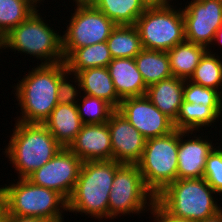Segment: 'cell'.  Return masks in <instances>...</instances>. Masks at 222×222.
<instances>
[{
  "instance_id": "obj_1",
  "label": "cell",
  "mask_w": 222,
  "mask_h": 222,
  "mask_svg": "<svg viewBox=\"0 0 222 222\" xmlns=\"http://www.w3.org/2000/svg\"><path fill=\"white\" fill-rule=\"evenodd\" d=\"M67 71L65 62L51 65L37 63V67L29 69L24 78L12 87L21 108V116L15 121L43 124L58 104V81Z\"/></svg>"
},
{
  "instance_id": "obj_2",
  "label": "cell",
  "mask_w": 222,
  "mask_h": 222,
  "mask_svg": "<svg viewBox=\"0 0 222 222\" xmlns=\"http://www.w3.org/2000/svg\"><path fill=\"white\" fill-rule=\"evenodd\" d=\"M121 165L114 160L83 162L67 200L68 212L95 217L99 221L109 219V195L115 172Z\"/></svg>"
},
{
  "instance_id": "obj_3",
  "label": "cell",
  "mask_w": 222,
  "mask_h": 222,
  "mask_svg": "<svg viewBox=\"0 0 222 222\" xmlns=\"http://www.w3.org/2000/svg\"><path fill=\"white\" fill-rule=\"evenodd\" d=\"M12 131L2 152L17 171V178H27L62 149L43 124L15 121Z\"/></svg>"
},
{
  "instance_id": "obj_4",
  "label": "cell",
  "mask_w": 222,
  "mask_h": 222,
  "mask_svg": "<svg viewBox=\"0 0 222 222\" xmlns=\"http://www.w3.org/2000/svg\"><path fill=\"white\" fill-rule=\"evenodd\" d=\"M39 9L0 39V50L28 54L41 61L40 65L65 62L62 35L46 22ZM60 33V34H59ZM0 51V52H1ZM44 61V62H43Z\"/></svg>"
},
{
  "instance_id": "obj_5",
  "label": "cell",
  "mask_w": 222,
  "mask_h": 222,
  "mask_svg": "<svg viewBox=\"0 0 222 222\" xmlns=\"http://www.w3.org/2000/svg\"><path fill=\"white\" fill-rule=\"evenodd\" d=\"M216 194L204 178L177 179L156 200L171 215L199 222L222 210Z\"/></svg>"
},
{
  "instance_id": "obj_6",
  "label": "cell",
  "mask_w": 222,
  "mask_h": 222,
  "mask_svg": "<svg viewBox=\"0 0 222 222\" xmlns=\"http://www.w3.org/2000/svg\"><path fill=\"white\" fill-rule=\"evenodd\" d=\"M4 184L6 215H17L65 222L67 200L57 191L33 184L27 178ZM63 216V217H62Z\"/></svg>"
},
{
  "instance_id": "obj_7",
  "label": "cell",
  "mask_w": 222,
  "mask_h": 222,
  "mask_svg": "<svg viewBox=\"0 0 222 222\" xmlns=\"http://www.w3.org/2000/svg\"><path fill=\"white\" fill-rule=\"evenodd\" d=\"M179 130L147 139L137 163L146 187L155 195L177 180Z\"/></svg>"
},
{
  "instance_id": "obj_8",
  "label": "cell",
  "mask_w": 222,
  "mask_h": 222,
  "mask_svg": "<svg viewBox=\"0 0 222 222\" xmlns=\"http://www.w3.org/2000/svg\"><path fill=\"white\" fill-rule=\"evenodd\" d=\"M173 6L146 8L136 20L143 49L167 52L185 41L182 5L179 9Z\"/></svg>"
},
{
  "instance_id": "obj_9",
  "label": "cell",
  "mask_w": 222,
  "mask_h": 222,
  "mask_svg": "<svg viewBox=\"0 0 222 222\" xmlns=\"http://www.w3.org/2000/svg\"><path fill=\"white\" fill-rule=\"evenodd\" d=\"M155 200L137 164H122L115 172L109 195V219L144 214L154 205Z\"/></svg>"
},
{
  "instance_id": "obj_10",
  "label": "cell",
  "mask_w": 222,
  "mask_h": 222,
  "mask_svg": "<svg viewBox=\"0 0 222 222\" xmlns=\"http://www.w3.org/2000/svg\"><path fill=\"white\" fill-rule=\"evenodd\" d=\"M74 13L62 33L65 59L76 49L106 42L116 24L92 5L73 4Z\"/></svg>"
},
{
  "instance_id": "obj_11",
  "label": "cell",
  "mask_w": 222,
  "mask_h": 222,
  "mask_svg": "<svg viewBox=\"0 0 222 222\" xmlns=\"http://www.w3.org/2000/svg\"><path fill=\"white\" fill-rule=\"evenodd\" d=\"M83 161L68 148L60 151L27 179L37 186L52 189L66 200L71 196Z\"/></svg>"
},
{
  "instance_id": "obj_12",
  "label": "cell",
  "mask_w": 222,
  "mask_h": 222,
  "mask_svg": "<svg viewBox=\"0 0 222 222\" xmlns=\"http://www.w3.org/2000/svg\"><path fill=\"white\" fill-rule=\"evenodd\" d=\"M185 3L182 7L185 40L209 49L215 33L222 26V2L187 0Z\"/></svg>"
},
{
  "instance_id": "obj_13",
  "label": "cell",
  "mask_w": 222,
  "mask_h": 222,
  "mask_svg": "<svg viewBox=\"0 0 222 222\" xmlns=\"http://www.w3.org/2000/svg\"><path fill=\"white\" fill-rule=\"evenodd\" d=\"M117 110L146 140L165 136L175 130L173 121L163 114L146 95L122 99Z\"/></svg>"
},
{
  "instance_id": "obj_14",
  "label": "cell",
  "mask_w": 222,
  "mask_h": 222,
  "mask_svg": "<svg viewBox=\"0 0 222 222\" xmlns=\"http://www.w3.org/2000/svg\"><path fill=\"white\" fill-rule=\"evenodd\" d=\"M111 145L112 160L121 164H137L143 154L146 139L132 126L117 109L107 121Z\"/></svg>"
},
{
  "instance_id": "obj_15",
  "label": "cell",
  "mask_w": 222,
  "mask_h": 222,
  "mask_svg": "<svg viewBox=\"0 0 222 222\" xmlns=\"http://www.w3.org/2000/svg\"><path fill=\"white\" fill-rule=\"evenodd\" d=\"M196 133L198 131L179 130L177 179L203 178L206 159L219 144L213 143V139L209 140L208 135L203 136L201 133L197 136ZM186 136L189 138L186 139Z\"/></svg>"
},
{
  "instance_id": "obj_16",
  "label": "cell",
  "mask_w": 222,
  "mask_h": 222,
  "mask_svg": "<svg viewBox=\"0 0 222 222\" xmlns=\"http://www.w3.org/2000/svg\"><path fill=\"white\" fill-rule=\"evenodd\" d=\"M68 149L83 162L112 160V145L107 122L83 124Z\"/></svg>"
},
{
  "instance_id": "obj_17",
  "label": "cell",
  "mask_w": 222,
  "mask_h": 222,
  "mask_svg": "<svg viewBox=\"0 0 222 222\" xmlns=\"http://www.w3.org/2000/svg\"><path fill=\"white\" fill-rule=\"evenodd\" d=\"M119 98L144 96L147 86L134 58L112 59L107 66Z\"/></svg>"
},
{
  "instance_id": "obj_18",
  "label": "cell",
  "mask_w": 222,
  "mask_h": 222,
  "mask_svg": "<svg viewBox=\"0 0 222 222\" xmlns=\"http://www.w3.org/2000/svg\"><path fill=\"white\" fill-rule=\"evenodd\" d=\"M43 125L64 148H68L81 131L82 121L77 104H57Z\"/></svg>"
},
{
  "instance_id": "obj_19",
  "label": "cell",
  "mask_w": 222,
  "mask_h": 222,
  "mask_svg": "<svg viewBox=\"0 0 222 222\" xmlns=\"http://www.w3.org/2000/svg\"><path fill=\"white\" fill-rule=\"evenodd\" d=\"M185 80L178 77L163 79L147 87L146 97L173 122L183 100Z\"/></svg>"
},
{
  "instance_id": "obj_20",
  "label": "cell",
  "mask_w": 222,
  "mask_h": 222,
  "mask_svg": "<svg viewBox=\"0 0 222 222\" xmlns=\"http://www.w3.org/2000/svg\"><path fill=\"white\" fill-rule=\"evenodd\" d=\"M79 77L82 94L106 100L115 109L121 104L107 67L84 69L76 74Z\"/></svg>"
},
{
  "instance_id": "obj_21",
  "label": "cell",
  "mask_w": 222,
  "mask_h": 222,
  "mask_svg": "<svg viewBox=\"0 0 222 222\" xmlns=\"http://www.w3.org/2000/svg\"><path fill=\"white\" fill-rule=\"evenodd\" d=\"M207 51L206 47L186 40L168 50L167 55L172 75L183 80H189Z\"/></svg>"
},
{
  "instance_id": "obj_22",
  "label": "cell",
  "mask_w": 222,
  "mask_h": 222,
  "mask_svg": "<svg viewBox=\"0 0 222 222\" xmlns=\"http://www.w3.org/2000/svg\"><path fill=\"white\" fill-rule=\"evenodd\" d=\"M219 119L220 116L211 107L183 101L173 124L175 129L181 131L199 132L200 129L203 131L207 130L208 127L214 128V126L217 125L216 123H219ZM211 125H213V127ZM202 127L207 128L202 129Z\"/></svg>"
},
{
  "instance_id": "obj_23",
  "label": "cell",
  "mask_w": 222,
  "mask_h": 222,
  "mask_svg": "<svg viewBox=\"0 0 222 222\" xmlns=\"http://www.w3.org/2000/svg\"><path fill=\"white\" fill-rule=\"evenodd\" d=\"M134 60L147 87L173 76L167 52L142 49Z\"/></svg>"
},
{
  "instance_id": "obj_24",
  "label": "cell",
  "mask_w": 222,
  "mask_h": 222,
  "mask_svg": "<svg viewBox=\"0 0 222 222\" xmlns=\"http://www.w3.org/2000/svg\"><path fill=\"white\" fill-rule=\"evenodd\" d=\"M111 57L107 42L76 48L66 59L67 70L73 74L94 67H107Z\"/></svg>"
},
{
  "instance_id": "obj_25",
  "label": "cell",
  "mask_w": 222,
  "mask_h": 222,
  "mask_svg": "<svg viewBox=\"0 0 222 222\" xmlns=\"http://www.w3.org/2000/svg\"><path fill=\"white\" fill-rule=\"evenodd\" d=\"M106 42L113 59L134 58L143 49L135 25H116Z\"/></svg>"
},
{
  "instance_id": "obj_26",
  "label": "cell",
  "mask_w": 222,
  "mask_h": 222,
  "mask_svg": "<svg viewBox=\"0 0 222 222\" xmlns=\"http://www.w3.org/2000/svg\"><path fill=\"white\" fill-rule=\"evenodd\" d=\"M92 6L116 25H135L146 10L140 0H96Z\"/></svg>"
},
{
  "instance_id": "obj_27",
  "label": "cell",
  "mask_w": 222,
  "mask_h": 222,
  "mask_svg": "<svg viewBox=\"0 0 222 222\" xmlns=\"http://www.w3.org/2000/svg\"><path fill=\"white\" fill-rule=\"evenodd\" d=\"M211 50L209 48L201 58L189 81L215 89L222 94V58Z\"/></svg>"
},
{
  "instance_id": "obj_28",
  "label": "cell",
  "mask_w": 222,
  "mask_h": 222,
  "mask_svg": "<svg viewBox=\"0 0 222 222\" xmlns=\"http://www.w3.org/2000/svg\"><path fill=\"white\" fill-rule=\"evenodd\" d=\"M32 0H0V39L38 9Z\"/></svg>"
},
{
  "instance_id": "obj_29",
  "label": "cell",
  "mask_w": 222,
  "mask_h": 222,
  "mask_svg": "<svg viewBox=\"0 0 222 222\" xmlns=\"http://www.w3.org/2000/svg\"><path fill=\"white\" fill-rule=\"evenodd\" d=\"M79 98L77 108L83 124L106 123L111 114L116 110L110 103L101 98L85 94Z\"/></svg>"
},
{
  "instance_id": "obj_30",
  "label": "cell",
  "mask_w": 222,
  "mask_h": 222,
  "mask_svg": "<svg viewBox=\"0 0 222 222\" xmlns=\"http://www.w3.org/2000/svg\"><path fill=\"white\" fill-rule=\"evenodd\" d=\"M183 100L189 103L203 104L211 107L222 117V94L212 88L203 87L189 80H185Z\"/></svg>"
},
{
  "instance_id": "obj_31",
  "label": "cell",
  "mask_w": 222,
  "mask_h": 222,
  "mask_svg": "<svg viewBox=\"0 0 222 222\" xmlns=\"http://www.w3.org/2000/svg\"><path fill=\"white\" fill-rule=\"evenodd\" d=\"M222 141L206 159L203 178L213 188L217 195H222ZM221 194V195H220Z\"/></svg>"
},
{
  "instance_id": "obj_32",
  "label": "cell",
  "mask_w": 222,
  "mask_h": 222,
  "mask_svg": "<svg viewBox=\"0 0 222 222\" xmlns=\"http://www.w3.org/2000/svg\"><path fill=\"white\" fill-rule=\"evenodd\" d=\"M71 77L72 80L70 79ZM73 82L74 84H72ZM81 94L82 91H81L79 77L76 74L67 71L58 81V88H57L58 103L75 105L79 100L78 96L80 97Z\"/></svg>"
},
{
  "instance_id": "obj_33",
  "label": "cell",
  "mask_w": 222,
  "mask_h": 222,
  "mask_svg": "<svg viewBox=\"0 0 222 222\" xmlns=\"http://www.w3.org/2000/svg\"><path fill=\"white\" fill-rule=\"evenodd\" d=\"M169 222H196L186 218H180L171 215L157 200H155L153 205Z\"/></svg>"
},
{
  "instance_id": "obj_34",
  "label": "cell",
  "mask_w": 222,
  "mask_h": 222,
  "mask_svg": "<svg viewBox=\"0 0 222 222\" xmlns=\"http://www.w3.org/2000/svg\"><path fill=\"white\" fill-rule=\"evenodd\" d=\"M4 222H55L47 219H40L34 217H24L17 215H5Z\"/></svg>"
},
{
  "instance_id": "obj_35",
  "label": "cell",
  "mask_w": 222,
  "mask_h": 222,
  "mask_svg": "<svg viewBox=\"0 0 222 222\" xmlns=\"http://www.w3.org/2000/svg\"><path fill=\"white\" fill-rule=\"evenodd\" d=\"M145 8H164L172 5L173 0H140Z\"/></svg>"
},
{
  "instance_id": "obj_36",
  "label": "cell",
  "mask_w": 222,
  "mask_h": 222,
  "mask_svg": "<svg viewBox=\"0 0 222 222\" xmlns=\"http://www.w3.org/2000/svg\"><path fill=\"white\" fill-rule=\"evenodd\" d=\"M6 215V199L3 189L0 186V222H4Z\"/></svg>"
},
{
  "instance_id": "obj_37",
  "label": "cell",
  "mask_w": 222,
  "mask_h": 222,
  "mask_svg": "<svg viewBox=\"0 0 222 222\" xmlns=\"http://www.w3.org/2000/svg\"><path fill=\"white\" fill-rule=\"evenodd\" d=\"M152 215L153 222H169L154 206L150 208L148 213Z\"/></svg>"
},
{
  "instance_id": "obj_38",
  "label": "cell",
  "mask_w": 222,
  "mask_h": 222,
  "mask_svg": "<svg viewBox=\"0 0 222 222\" xmlns=\"http://www.w3.org/2000/svg\"><path fill=\"white\" fill-rule=\"evenodd\" d=\"M217 43H218L219 47H220V45L222 47V26L215 33V37H214V40H213V43H212L213 46H210V47L214 48L215 44L217 45Z\"/></svg>"
},
{
  "instance_id": "obj_39",
  "label": "cell",
  "mask_w": 222,
  "mask_h": 222,
  "mask_svg": "<svg viewBox=\"0 0 222 222\" xmlns=\"http://www.w3.org/2000/svg\"><path fill=\"white\" fill-rule=\"evenodd\" d=\"M199 222H222V210L217 214Z\"/></svg>"
},
{
  "instance_id": "obj_40",
  "label": "cell",
  "mask_w": 222,
  "mask_h": 222,
  "mask_svg": "<svg viewBox=\"0 0 222 222\" xmlns=\"http://www.w3.org/2000/svg\"><path fill=\"white\" fill-rule=\"evenodd\" d=\"M96 0H73V4L78 5H92Z\"/></svg>"
},
{
  "instance_id": "obj_41",
  "label": "cell",
  "mask_w": 222,
  "mask_h": 222,
  "mask_svg": "<svg viewBox=\"0 0 222 222\" xmlns=\"http://www.w3.org/2000/svg\"><path fill=\"white\" fill-rule=\"evenodd\" d=\"M37 6H38V4H39V6H40V4L42 3L41 1H43V3H44V1L45 0H32Z\"/></svg>"
}]
</instances>
